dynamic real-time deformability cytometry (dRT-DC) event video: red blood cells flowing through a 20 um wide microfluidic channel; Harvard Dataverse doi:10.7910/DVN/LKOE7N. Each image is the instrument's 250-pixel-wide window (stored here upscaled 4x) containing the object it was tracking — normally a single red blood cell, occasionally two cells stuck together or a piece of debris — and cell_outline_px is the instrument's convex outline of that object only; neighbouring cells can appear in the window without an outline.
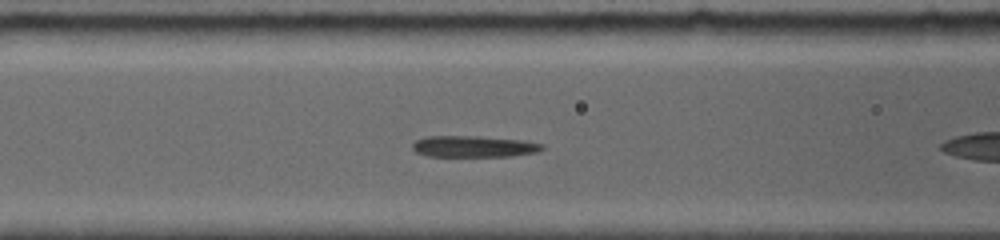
{"species": "common noctule bat (a hibernating species)", "species_latin": "Nyctalus noctula", "temperature_condition": "room temperature", "stored_images_in_passage": 35, "camera_frame_rate_fps": 5000, "um_per_image_px": 0.085, "animal": {"sex": "female", "body_mass_g": 19.0, "forearm_length_mm": 56.7}, "frame": {"image": 1, "passage_image": 3, "time_ms": 0.6, "image_size_px": [1000, 240], "cell_outline_px": [[544, 148], [540, 152], [512, 156], [424, 156], [416, 152], [412, 148], [412, 144], [416, 140], [424, 136], [480, 136], [524, 140], [544, 144]], "centroid_in_image_um": [40.29, 12.45], "position_along_channel_um": 126.3, "area_um2": 16.42}}
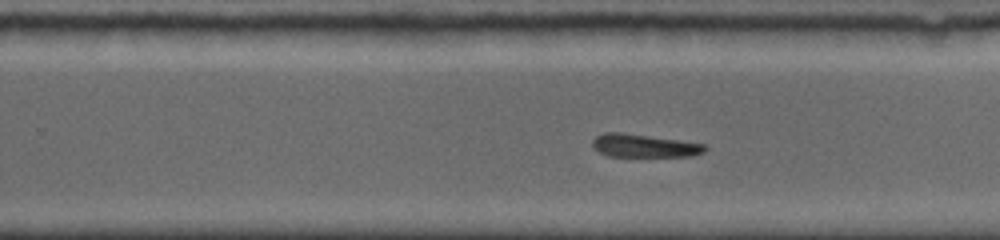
{"frame": {"image": 2, "passage_image": 16, "time_ms": 4.4, "image_size_px": [1000, 240], "cell_outline_px": [[708, 148], [704, 152], [692, 156], [608, 156], [600, 152], [592, 144], [592, 140], [596, 136], [604, 132], [620, 132], [680, 140], [704, 144]], "centroid_in_image_um": [54.76, 12.38], "position_along_channel_um": 275.0, "area_um2": 15.03}}
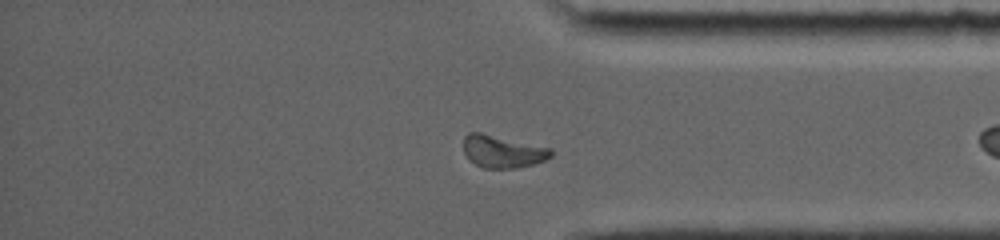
{"frame": {"image": 3, "passage_image": 27, "time_ms": 7.4, "image_size_px": [1000, 240], "cell_outline_px": [[552, 156], [544, 160], [532, 164], [516, 168], [484, 168], [468, 160], [464, 152], [464, 136], [468, 132], [480, 132], [552, 148]], "centroid_in_image_um": [42.7, 12.87], "position_along_channel_um": 392.5, "area_um2": 16.53}, "authors_computed_cell_mechanics": {"area_um2": 16.0106, "velocity_mm_per_s": 3.9248, "shape_relaxation_time_tau1_ms": null, "shape_relaxation_time_tau2_ms": 1.1112, "deformation_change_tau1": null, "deformation_change_tau2": 0.0933}}